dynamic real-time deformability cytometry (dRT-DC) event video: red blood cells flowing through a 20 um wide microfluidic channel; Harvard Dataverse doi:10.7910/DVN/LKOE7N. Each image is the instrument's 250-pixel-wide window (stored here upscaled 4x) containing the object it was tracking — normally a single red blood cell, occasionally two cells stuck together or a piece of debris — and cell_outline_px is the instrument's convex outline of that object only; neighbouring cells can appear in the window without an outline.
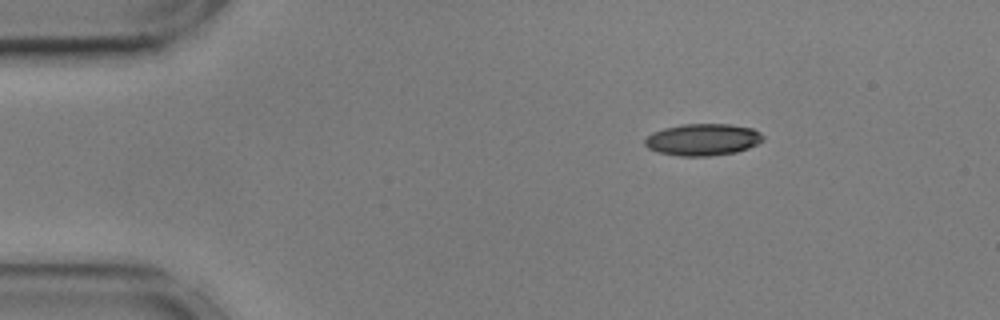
{"species": "common noctule bat (a hibernating species)", "species_latin": "Nyctalus noctula", "temperature_condition": "cold", "stored_images_in_passage": 48, "camera_frame_rate_fps": 3000, "um_per_image_px": 0.085, "animal": {"sex": "male", "body_mass_g": 17.9, "forearm_length_mm": 54.2}, "frame": {"image": 1, "passage_image": 1, "time_ms": 0.0, "image_size_px": [1000, 320], "cell_outline_px": [[764, 140], [748, 148], [736, 152], [708, 156], [680, 156], [660, 152], [648, 148], [644, 144], [644, 140], [652, 132], [664, 128], [680, 124], [732, 124], [752, 128], [760, 132], [764, 136]], "centroid_in_image_um": [59.75, 11.86], "position_along_channel_um": 25.3, "area_um2": 21.96}}
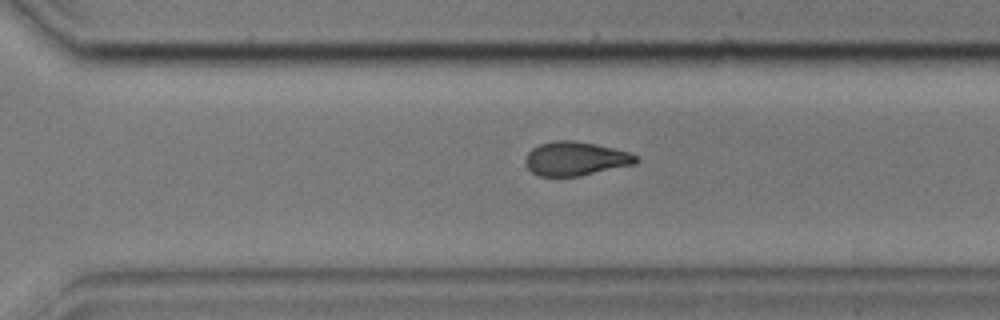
{"frame": {"image": 2, "passage_image": 31, "time_ms": 10.0, "image_size_px": [1000, 320], "cell_outline_px": [[640, 160], [636, 164], [580, 176], [536, 176], [524, 164], [524, 160], [528, 152], [532, 148], [540, 144], [556, 140], [572, 140], [596, 144], [628, 152], [636, 156]], "centroid_in_image_um": [48.9, 13.49], "position_along_channel_um": 321.7, "area_um2": 21.96}}
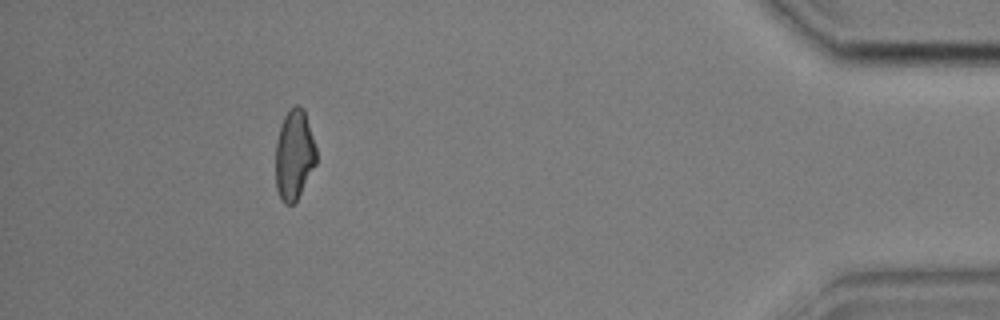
{"frame": {"image": 3, "passage_image": 43, "time_ms": 14.0, "image_size_px": [1000, 320], "cell_outline_px": [[316, 164], [296, 200], [292, 204], [284, 204], [276, 188], [276, 140], [280, 124], [284, 116], [296, 104], [304, 108], [316, 148]], "centroid_in_image_um": [25.0, 13.14], "position_along_channel_um": 410.2, "area_um2": 21.21}, "authors_computed_cell_mechanics": {"area_um2": 22.3397, "velocity_mm_per_s": 3.6008, "shape_relaxation_time_tau1_ms": 4.8794, "shape_relaxation_time_tau2_ms": 4.3213, "deformation_change_tau1": 0.1469, "deformation_change_tau2": 0.1148}}